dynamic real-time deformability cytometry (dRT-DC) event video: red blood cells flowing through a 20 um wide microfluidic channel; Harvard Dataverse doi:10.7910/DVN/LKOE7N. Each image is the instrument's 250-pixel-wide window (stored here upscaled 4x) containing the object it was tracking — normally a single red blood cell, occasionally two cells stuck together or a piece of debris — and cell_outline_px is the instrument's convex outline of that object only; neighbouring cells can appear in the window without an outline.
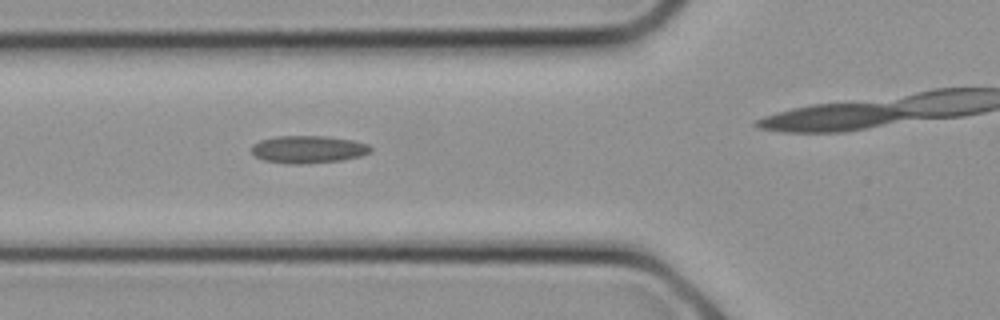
{"species": "common noctule bat (a hibernating species)", "species_latin": "Nyctalus noctula", "temperature_condition": "cold", "stored_images_in_passage": 10, "camera_frame_rate_fps": 3000, "um_per_image_px": 0.085, "animal": {"sex": "female", "body_mass_g": 21.9}, "frame": {"image": 1, "passage_image": 9, "time_ms": 2.667, "image_size_px": [1000, 320], "cell_outline_px": [[372, 152], [360, 156], [340, 160], [300, 164], [288, 164], [264, 160], [256, 156], [252, 152], [252, 144], [260, 140], [276, 136], [324, 136], [352, 140], [368, 144], [372, 148]], "centroid_in_image_um": [26.19, 12.69], "position_along_channel_um": 99.6, "area_um2": 19.02}}